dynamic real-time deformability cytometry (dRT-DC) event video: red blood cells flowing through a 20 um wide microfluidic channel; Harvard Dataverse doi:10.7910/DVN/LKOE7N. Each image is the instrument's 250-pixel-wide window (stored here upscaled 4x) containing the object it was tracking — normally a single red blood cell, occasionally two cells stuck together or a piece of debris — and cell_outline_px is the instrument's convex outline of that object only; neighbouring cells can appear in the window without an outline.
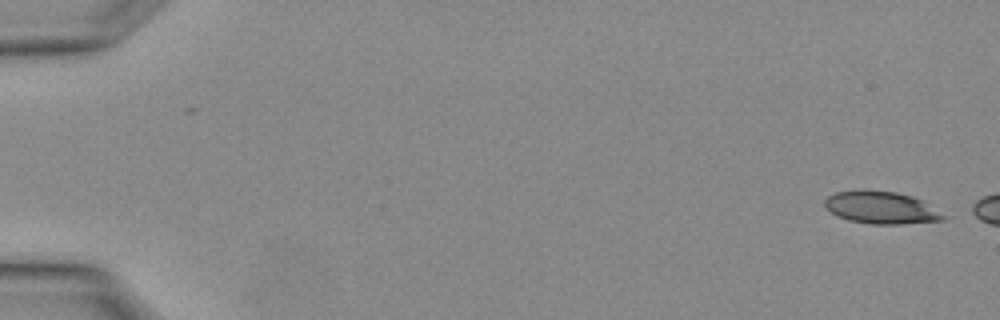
{"species": "Egyptian fruit bat (a non-hibernating species)", "species_latin": "Rousettus aegyptiacus", "temperature_condition": "warm", "stored_images_in_passage": 2, "camera_frame_rate_fps": 3000, "um_per_image_px": 0.085, "animal": {"sex": "female"}, "frame": {"image": 1, "passage_image": 1, "time_ms": 0.0, "image_size_px": [1000, 320], "cell_outline_px": [[948, 216], [944, 220], [900, 224], [872, 224], [848, 220], [832, 212], [824, 204], [824, 200], [828, 196], [836, 192], [896, 192], [912, 196], [924, 200]], "centroid_in_image_um": [75.0, 17.68], "position_along_channel_um": 10.0, "area_um2": 21.85}}